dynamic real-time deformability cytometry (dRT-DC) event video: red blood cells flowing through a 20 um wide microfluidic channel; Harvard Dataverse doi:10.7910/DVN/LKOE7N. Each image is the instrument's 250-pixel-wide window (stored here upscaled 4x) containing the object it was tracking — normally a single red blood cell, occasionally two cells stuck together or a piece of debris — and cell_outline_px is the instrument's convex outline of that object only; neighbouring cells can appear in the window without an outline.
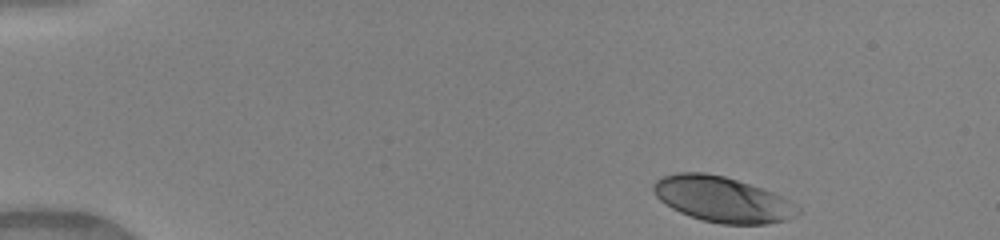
{"species": "human", "species_latin": "Homo sapiens", "temperature_condition": "warm", "stored_images_in_passage": 37, "camera_frame_rate_fps": 3000, "um_per_image_px": 0.085, "donor": {"sex": "female"}, "frame": {"image": 1, "passage_image": 1, "time_ms": 0.0, "image_size_px": [1000, 240], "cell_outline_px": [[800, 212], [796, 216], [788, 220], [768, 224], [720, 224], [700, 220], [680, 212], [664, 204], [656, 196], [652, 188], [652, 184], [656, 180], [664, 176], [676, 172], [704, 172], [724, 176], [772, 192], [796, 204], [800, 208]], "centroid_in_image_um": [61.39, 16.96], "position_along_channel_um": 23.6, "area_um2": 38.32}}
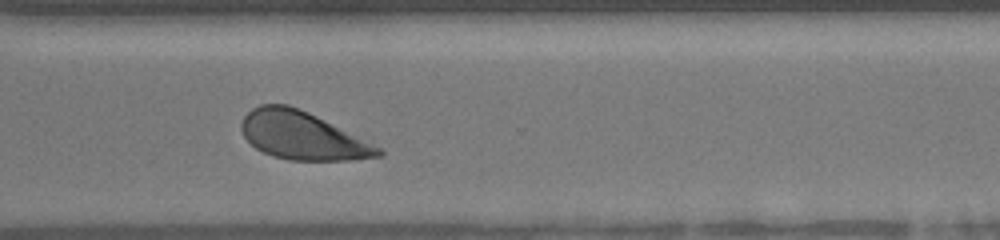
{"frame": {"image": 2, "passage_image": 32, "time_ms": 10.333, "image_size_px": [1000, 240], "cell_outline_px": [[384, 156], [348, 160], [288, 160], [272, 156], [256, 148], [244, 136], [240, 128], [240, 124], [244, 116], [252, 108], [260, 104], [288, 104], [300, 108], [380, 148], [384, 152]], "centroid_in_image_um": [25.65, 11.52], "position_along_channel_um": 345.0, "area_um2": 37.8}}
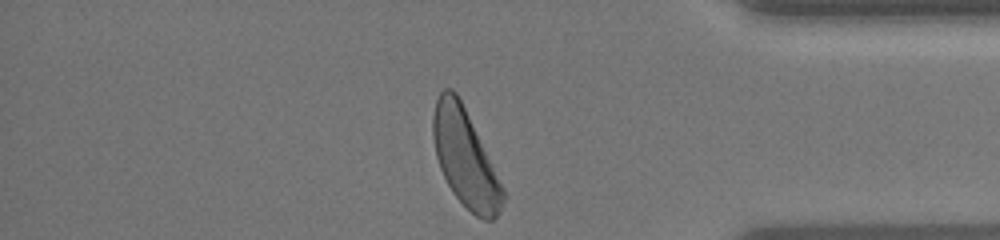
{"frame": {"image": 3, "passage_image": 37, "time_ms": 12.0, "image_size_px": [1000, 240], "cell_outline_px": [[504, 200], [496, 216], [492, 220], [484, 220], [476, 216], [452, 192], [440, 168], [436, 156], [432, 136], [432, 116], [436, 100], [440, 92], [444, 88], [452, 88], [456, 92], [504, 188]], "centroid_in_image_um": [39.51, 13.42], "position_along_channel_um": 395.7, "area_um2": 38.78}, "authors_computed_cell_mechanics": {"area_um2": 39.1884, "velocity_mm_per_s": 4.0887, "shape_relaxation_time_tau1_ms": 2.3424, "shape_relaxation_time_tau2_ms": null, "deformation_change_tau1": 0.1442, "deformation_change_tau2": null}}